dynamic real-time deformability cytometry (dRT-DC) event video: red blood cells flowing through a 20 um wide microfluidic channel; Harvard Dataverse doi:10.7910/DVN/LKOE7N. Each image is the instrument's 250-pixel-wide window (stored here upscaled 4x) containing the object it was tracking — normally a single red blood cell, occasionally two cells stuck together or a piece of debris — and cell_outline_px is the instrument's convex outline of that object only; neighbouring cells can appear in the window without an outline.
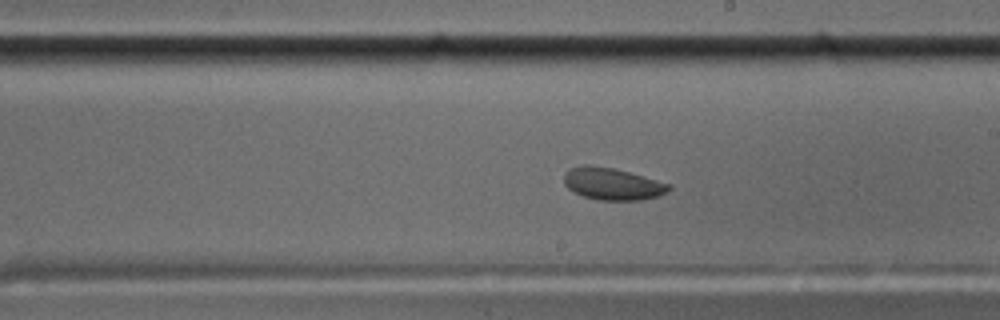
{"species": "common noctule bat (a hibernating species)", "species_latin": "Nyctalus noctula", "temperature_condition": "cold", "stored_images_in_passage": 52, "camera_frame_rate_fps": 3000, "um_per_image_px": 0.085, "animal": {"sex": "male", "body_mass_g": 17.5, "forearm_length_mm": 52.3}, "frame": {"image": 1, "passage_image": 28, "time_ms": 9.0, "image_size_px": [1000, 320], "cell_outline_px": [[672, 188], [668, 192], [660, 196], [640, 200], [596, 200], [584, 196], [568, 188], [564, 184], [564, 172], [568, 168], [584, 164], [588, 164], [612, 168], [628, 172], [672, 184]], "centroid_in_image_um": [52.06, 15.62], "position_along_channel_um": 236.9, "area_um2": 19.77}}
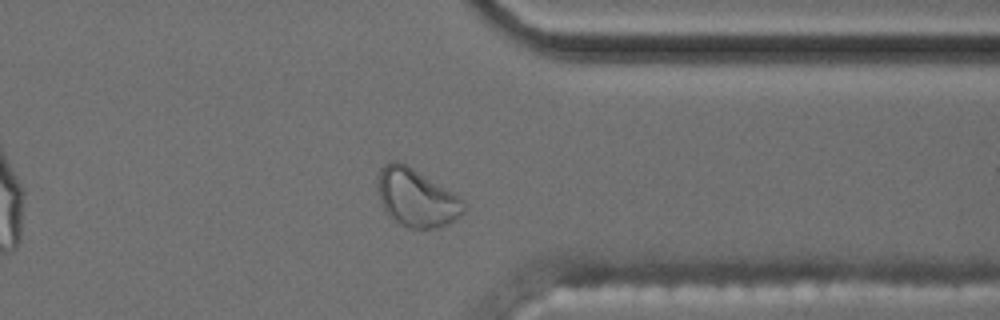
{"frame": {"image": 2, "passage_image": 40, "time_ms": 13.0, "image_size_px": [1000, 320], "cell_outline_px": [[464, 212], [460, 216], [448, 224], [436, 228], [404, 228], [396, 224], [388, 216], [380, 200], [376, 184], [376, 176], [380, 168], [384, 164], [392, 160], [400, 160], [408, 164], [452, 192], [464, 200]], "centroid_in_image_um": [35.34, 16.8], "position_along_channel_um": 376.1, "area_um2": 29.59}, "authors_computed_cell_mechanics": {"area_um2": 20.3167, "velocity_mm_per_s": 3.5562, "shape_relaxation_time_tau1_ms": 3.2777, "shape_relaxation_time_tau2_ms": null, "deformation_change_tau1": 0.0646, "deformation_change_tau2": null}}